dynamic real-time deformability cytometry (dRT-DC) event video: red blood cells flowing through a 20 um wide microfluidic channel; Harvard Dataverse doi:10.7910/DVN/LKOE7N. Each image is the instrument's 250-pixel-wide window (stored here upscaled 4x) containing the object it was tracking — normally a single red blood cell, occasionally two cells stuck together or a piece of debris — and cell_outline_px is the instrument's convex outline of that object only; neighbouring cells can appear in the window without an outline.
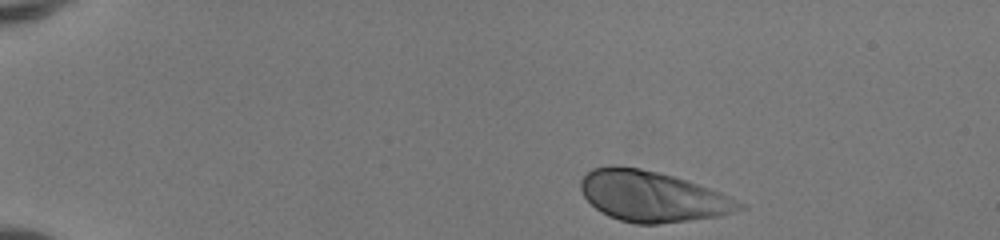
{"species": "human", "species_latin": "Homo sapiens", "temperature_condition": "room temperature", "stored_images_in_passage": 38, "camera_frame_rate_fps": 3000, "um_per_image_px": 0.085, "donor": {"sex": "female"}, "frame": {"image": 1, "passage_image": 1, "time_ms": 0.0, "image_size_px": [1000, 240], "cell_outline_px": [[748, 208], [720, 216], [656, 224], [636, 224], [620, 220], [608, 216], [600, 212], [584, 196], [580, 188], [580, 180], [592, 168], [612, 164], [616, 164], [640, 168], [672, 176], [720, 192], [748, 204]], "centroid_in_image_um": [55.45, 16.69], "position_along_channel_um": 29.6, "area_um2": 46.82}}
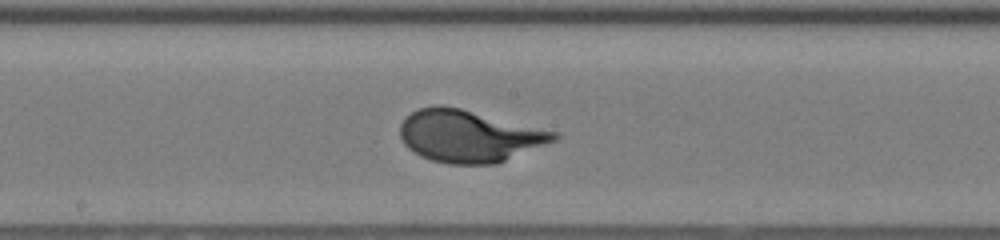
{"frame": {"image": 2, "passage_image": 21, "time_ms": 6.667, "image_size_px": [1000, 240], "cell_outline_px": [[560, 136], [556, 140], [496, 164], [448, 164], [432, 160], [420, 156], [408, 148], [404, 144], [400, 136], [400, 124], [412, 112], [420, 108], [440, 104], [460, 108], [556, 132]], "centroid_in_image_um": [39.84, 11.57], "position_along_channel_um": 208.4, "area_um2": 46.3}}
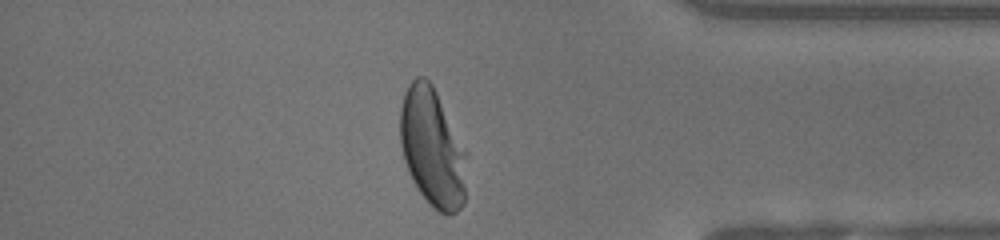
{"frame": {"image": 3, "passage_image": 36, "time_ms": 11.667, "image_size_px": [1000, 240], "cell_outline_px": [[468, 152], [464, 204], [456, 212], [448, 216], [440, 212], [420, 192], [412, 180], [408, 172], [404, 160], [400, 144], [400, 108], [404, 92], [408, 84], [416, 76], [424, 76], [432, 84]], "centroid_in_image_um": [36.77, 12.53], "position_along_channel_um": 398.4, "area_um2": 46.36}, "authors_computed_cell_mechanics": {"area_um2": 45.6331, "velocity_mm_per_s": 4.1388, "shape_relaxation_time_tau1_ms": 2.4922, "shape_relaxation_time_tau2_ms": null, "deformation_change_tau1": 0.1939, "deformation_change_tau2": null}}